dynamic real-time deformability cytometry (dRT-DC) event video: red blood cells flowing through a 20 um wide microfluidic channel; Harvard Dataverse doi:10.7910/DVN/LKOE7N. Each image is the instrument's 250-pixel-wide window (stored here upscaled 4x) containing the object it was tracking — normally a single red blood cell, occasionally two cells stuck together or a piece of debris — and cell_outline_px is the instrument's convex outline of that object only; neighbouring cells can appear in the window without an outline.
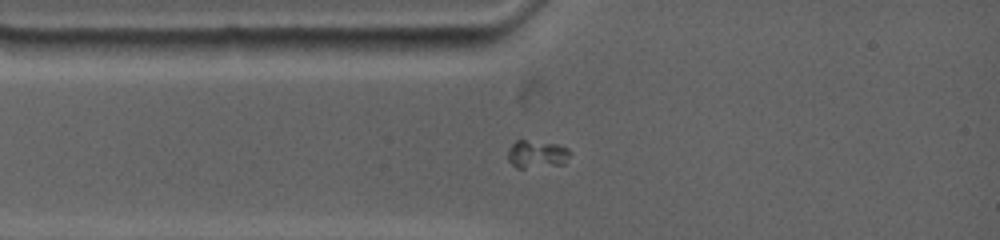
{"species": "common noctule bat (a hibernating species)", "species_latin": "Nyctalus noctula", "temperature_condition": "warm", "stored_images_in_passage": 68, "camera_frame_rate_fps": 4500, "um_per_image_px": 0.085, "animal": {"sex": "female", "body_mass_g": 19.0, "forearm_length_mm": 53.3}, "frame": {"image": 1, "passage_image": 9, "time_ms": 2.222, "image_size_px": [1000, 240], "cell_outline_px": [[572, 152], [564, 164], [524, 168], [516, 168], [508, 160], [508, 152], [512, 144], [516, 140], [524, 140], [556, 144], [568, 148]], "centroid_in_image_um": [45.64, 13.11], "position_along_channel_um": 39.4, "area_um2": 10.0}}